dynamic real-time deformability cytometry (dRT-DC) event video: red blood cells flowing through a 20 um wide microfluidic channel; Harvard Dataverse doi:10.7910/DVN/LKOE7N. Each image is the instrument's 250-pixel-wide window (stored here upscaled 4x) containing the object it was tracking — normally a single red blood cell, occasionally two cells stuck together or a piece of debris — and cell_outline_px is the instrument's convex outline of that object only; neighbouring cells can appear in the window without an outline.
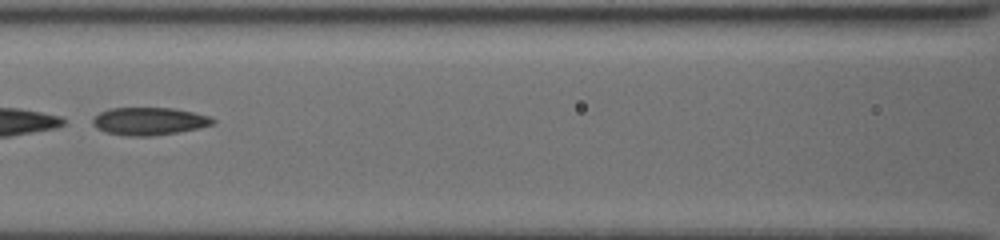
{"species": "common noctule bat (a hibernating species)", "species_latin": "Nyctalus noctula", "temperature_condition": "cold", "stored_images_in_passage": 37, "camera_frame_rate_fps": 3000, "um_per_image_px": 0.085, "animal": {"sex": "female", "body_mass_g": 19.5, "forearm_length_mm": 54.1}, "frame": {"image": 1, "passage_image": 11, "time_ms": 3.333, "image_size_px": [1000, 240], "cell_outline_px": [[216, 120], [212, 124], [196, 128], [176, 132], [152, 136], [128, 136], [108, 132], [96, 128], [92, 124], [92, 120], [100, 112], [108, 108], [172, 108], [192, 112], [208, 116]], "centroid_in_image_um": [12.63, 10.3], "position_along_channel_um": 154.0, "area_um2": 19.07}, "authors_computed_cell_mechanics": {"area_um2": 19.9988, "velocity_mm_per_s": 3.9426, "shape_relaxation_time_tau1_ms": null, "shape_relaxation_time_tau2_ms": 6.5515, "deformation_change_tau1": null, "deformation_change_tau2": 0.153}}